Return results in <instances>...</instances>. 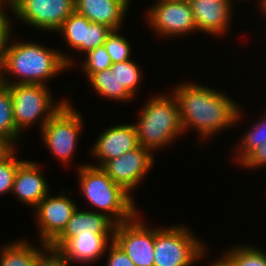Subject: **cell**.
Segmentation results:
<instances>
[{"label": "cell", "instance_id": "cell-22", "mask_svg": "<svg viewBox=\"0 0 266 266\" xmlns=\"http://www.w3.org/2000/svg\"><path fill=\"white\" fill-rule=\"evenodd\" d=\"M20 137L13 116L12 96L7 85L3 84L0 87V141L8 148H16Z\"/></svg>", "mask_w": 266, "mask_h": 266}, {"label": "cell", "instance_id": "cell-33", "mask_svg": "<svg viewBox=\"0 0 266 266\" xmlns=\"http://www.w3.org/2000/svg\"><path fill=\"white\" fill-rule=\"evenodd\" d=\"M15 2H16V0H0V10L1 11H6V9H5V7H6V8H9L7 10L12 12L13 8H14V5H15Z\"/></svg>", "mask_w": 266, "mask_h": 266}, {"label": "cell", "instance_id": "cell-4", "mask_svg": "<svg viewBox=\"0 0 266 266\" xmlns=\"http://www.w3.org/2000/svg\"><path fill=\"white\" fill-rule=\"evenodd\" d=\"M170 93L156 94L146 100L134 124L139 145L153 154L175 142L184 133L178 102Z\"/></svg>", "mask_w": 266, "mask_h": 266}, {"label": "cell", "instance_id": "cell-2", "mask_svg": "<svg viewBox=\"0 0 266 266\" xmlns=\"http://www.w3.org/2000/svg\"><path fill=\"white\" fill-rule=\"evenodd\" d=\"M14 38L15 34L2 67L3 84L48 85L49 80L75 66L73 56L69 54L36 41H14ZM10 76L15 77L14 80Z\"/></svg>", "mask_w": 266, "mask_h": 266}, {"label": "cell", "instance_id": "cell-38", "mask_svg": "<svg viewBox=\"0 0 266 266\" xmlns=\"http://www.w3.org/2000/svg\"><path fill=\"white\" fill-rule=\"evenodd\" d=\"M3 85L2 81V68L0 67V87Z\"/></svg>", "mask_w": 266, "mask_h": 266}, {"label": "cell", "instance_id": "cell-19", "mask_svg": "<svg viewBox=\"0 0 266 266\" xmlns=\"http://www.w3.org/2000/svg\"><path fill=\"white\" fill-rule=\"evenodd\" d=\"M114 235H78L69 240L59 251L71 264L95 263L103 258Z\"/></svg>", "mask_w": 266, "mask_h": 266}, {"label": "cell", "instance_id": "cell-8", "mask_svg": "<svg viewBox=\"0 0 266 266\" xmlns=\"http://www.w3.org/2000/svg\"><path fill=\"white\" fill-rule=\"evenodd\" d=\"M146 21L155 35L165 38L198 33L188 0H157L146 10Z\"/></svg>", "mask_w": 266, "mask_h": 266}, {"label": "cell", "instance_id": "cell-10", "mask_svg": "<svg viewBox=\"0 0 266 266\" xmlns=\"http://www.w3.org/2000/svg\"><path fill=\"white\" fill-rule=\"evenodd\" d=\"M138 212L132 219L115 225L113 241L135 266H154L155 226L150 227Z\"/></svg>", "mask_w": 266, "mask_h": 266}, {"label": "cell", "instance_id": "cell-6", "mask_svg": "<svg viewBox=\"0 0 266 266\" xmlns=\"http://www.w3.org/2000/svg\"><path fill=\"white\" fill-rule=\"evenodd\" d=\"M5 85L9 88L12 96L15 126L21 134L22 131L31 128L37 121L41 130L47 121L68 101L63 99L56 103L49 85Z\"/></svg>", "mask_w": 266, "mask_h": 266}, {"label": "cell", "instance_id": "cell-32", "mask_svg": "<svg viewBox=\"0 0 266 266\" xmlns=\"http://www.w3.org/2000/svg\"><path fill=\"white\" fill-rule=\"evenodd\" d=\"M242 168L249 170L261 169L266 167V142L257 148L241 165Z\"/></svg>", "mask_w": 266, "mask_h": 266}, {"label": "cell", "instance_id": "cell-34", "mask_svg": "<svg viewBox=\"0 0 266 266\" xmlns=\"http://www.w3.org/2000/svg\"><path fill=\"white\" fill-rule=\"evenodd\" d=\"M208 266H229L221 257L211 261Z\"/></svg>", "mask_w": 266, "mask_h": 266}, {"label": "cell", "instance_id": "cell-25", "mask_svg": "<svg viewBox=\"0 0 266 266\" xmlns=\"http://www.w3.org/2000/svg\"><path fill=\"white\" fill-rule=\"evenodd\" d=\"M135 60L114 63L110 67L111 71L116 74L120 86H124L134 97H137L138 87L142 82V69Z\"/></svg>", "mask_w": 266, "mask_h": 266}, {"label": "cell", "instance_id": "cell-3", "mask_svg": "<svg viewBox=\"0 0 266 266\" xmlns=\"http://www.w3.org/2000/svg\"><path fill=\"white\" fill-rule=\"evenodd\" d=\"M76 167L80 192L96 212L105 214L116 225L140 212L132 194L114 183L101 167L88 163Z\"/></svg>", "mask_w": 266, "mask_h": 266}, {"label": "cell", "instance_id": "cell-15", "mask_svg": "<svg viewBox=\"0 0 266 266\" xmlns=\"http://www.w3.org/2000/svg\"><path fill=\"white\" fill-rule=\"evenodd\" d=\"M192 9L198 33L210 36H224L233 22L231 0H188Z\"/></svg>", "mask_w": 266, "mask_h": 266}, {"label": "cell", "instance_id": "cell-20", "mask_svg": "<svg viewBox=\"0 0 266 266\" xmlns=\"http://www.w3.org/2000/svg\"><path fill=\"white\" fill-rule=\"evenodd\" d=\"M13 241L0 247V266H34L39 254L48 246L40 243L37 247L23 238Z\"/></svg>", "mask_w": 266, "mask_h": 266}, {"label": "cell", "instance_id": "cell-16", "mask_svg": "<svg viewBox=\"0 0 266 266\" xmlns=\"http://www.w3.org/2000/svg\"><path fill=\"white\" fill-rule=\"evenodd\" d=\"M41 168L43 167L40 163L24 159L18 166L11 191L18 201L33 209L50 192V185L45 180Z\"/></svg>", "mask_w": 266, "mask_h": 266}, {"label": "cell", "instance_id": "cell-30", "mask_svg": "<svg viewBox=\"0 0 266 266\" xmlns=\"http://www.w3.org/2000/svg\"><path fill=\"white\" fill-rule=\"evenodd\" d=\"M34 266H71L65 256L49 245L39 254Z\"/></svg>", "mask_w": 266, "mask_h": 266}, {"label": "cell", "instance_id": "cell-7", "mask_svg": "<svg viewBox=\"0 0 266 266\" xmlns=\"http://www.w3.org/2000/svg\"><path fill=\"white\" fill-rule=\"evenodd\" d=\"M83 120L82 114L67 101L40 130L43 143L64 166L74 159Z\"/></svg>", "mask_w": 266, "mask_h": 266}, {"label": "cell", "instance_id": "cell-36", "mask_svg": "<svg viewBox=\"0 0 266 266\" xmlns=\"http://www.w3.org/2000/svg\"><path fill=\"white\" fill-rule=\"evenodd\" d=\"M9 148L0 141V156H2Z\"/></svg>", "mask_w": 266, "mask_h": 266}, {"label": "cell", "instance_id": "cell-27", "mask_svg": "<svg viewBox=\"0 0 266 266\" xmlns=\"http://www.w3.org/2000/svg\"><path fill=\"white\" fill-rule=\"evenodd\" d=\"M103 45L113 64L132 59V46L129 40L119 30H112Z\"/></svg>", "mask_w": 266, "mask_h": 266}, {"label": "cell", "instance_id": "cell-21", "mask_svg": "<svg viewBox=\"0 0 266 266\" xmlns=\"http://www.w3.org/2000/svg\"><path fill=\"white\" fill-rule=\"evenodd\" d=\"M87 81L101 97L126 103L134 100V96L124 86H120L116 74L110 68L94 73Z\"/></svg>", "mask_w": 266, "mask_h": 266}, {"label": "cell", "instance_id": "cell-14", "mask_svg": "<svg viewBox=\"0 0 266 266\" xmlns=\"http://www.w3.org/2000/svg\"><path fill=\"white\" fill-rule=\"evenodd\" d=\"M139 140L134 123L118 124L102 130L97 137L90 155L98 163L93 166L101 167L105 162L122 156L124 153L139 147Z\"/></svg>", "mask_w": 266, "mask_h": 266}, {"label": "cell", "instance_id": "cell-5", "mask_svg": "<svg viewBox=\"0 0 266 266\" xmlns=\"http://www.w3.org/2000/svg\"><path fill=\"white\" fill-rule=\"evenodd\" d=\"M207 252V244L184 224L155 227L154 266H192Z\"/></svg>", "mask_w": 266, "mask_h": 266}, {"label": "cell", "instance_id": "cell-9", "mask_svg": "<svg viewBox=\"0 0 266 266\" xmlns=\"http://www.w3.org/2000/svg\"><path fill=\"white\" fill-rule=\"evenodd\" d=\"M74 11V0H16L12 17L26 26L55 33Z\"/></svg>", "mask_w": 266, "mask_h": 266}, {"label": "cell", "instance_id": "cell-24", "mask_svg": "<svg viewBox=\"0 0 266 266\" xmlns=\"http://www.w3.org/2000/svg\"><path fill=\"white\" fill-rule=\"evenodd\" d=\"M222 254V255H221ZM220 257L229 266H266V253L260 247L235 245L223 251Z\"/></svg>", "mask_w": 266, "mask_h": 266}, {"label": "cell", "instance_id": "cell-1", "mask_svg": "<svg viewBox=\"0 0 266 266\" xmlns=\"http://www.w3.org/2000/svg\"><path fill=\"white\" fill-rule=\"evenodd\" d=\"M171 92L178 102L183 132L195 130L200 136L199 145L222 130L238 126L244 115L236 101L210 86L182 82L173 86Z\"/></svg>", "mask_w": 266, "mask_h": 266}, {"label": "cell", "instance_id": "cell-11", "mask_svg": "<svg viewBox=\"0 0 266 266\" xmlns=\"http://www.w3.org/2000/svg\"><path fill=\"white\" fill-rule=\"evenodd\" d=\"M67 191H62L56 196L46 197L33 209L39 243L50 245L65 229L67 222L79 205L75 199L70 198Z\"/></svg>", "mask_w": 266, "mask_h": 266}, {"label": "cell", "instance_id": "cell-13", "mask_svg": "<svg viewBox=\"0 0 266 266\" xmlns=\"http://www.w3.org/2000/svg\"><path fill=\"white\" fill-rule=\"evenodd\" d=\"M112 29L106 25L90 22L77 12L71 13L55 32L63 36L72 51L83 54L102 46ZM74 49V50H73Z\"/></svg>", "mask_w": 266, "mask_h": 266}, {"label": "cell", "instance_id": "cell-18", "mask_svg": "<svg viewBox=\"0 0 266 266\" xmlns=\"http://www.w3.org/2000/svg\"><path fill=\"white\" fill-rule=\"evenodd\" d=\"M74 3L75 12L112 30L122 29L123 19L128 14V8L118 0H74Z\"/></svg>", "mask_w": 266, "mask_h": 266}, {"label": "cell", "instance_id": "cell-28", "mask_svg": "<svg viewBox=\"0 0 266 266\" xmlns=\"http://www.w3.org/2000/svg\"><path fill=\"white\" fill-rule=\"evenodd\" d=\"M84 60L81 61V68L82 72L85 74V77L89 79L94 73L109 69L113 62L109 57L108 52L106 51L104 45L99 46L93 50H90L86 54Z\"/></svg>", "mask_w": 266, "mask_h": 266}, {"label": "cell", "instance_id": "cell-29", "mask_svg": "<svg viewBox=\"0 0 266 266\" xmlns=\"http://www.w3.org/2000/svg\"><path fill=\"white\" fill-rule=\"evenodd\" d=\"M6 11L0 10V67L2 68L5 62L6 54L13 38L12 30L13 25L11 24V17Z\"/></svg>", "mask_w": 266, "mask_h": 266}, {"label": "cell", "instance_id": "cell-35", "mask_svg": "<svg viewBox=\"0 0 266 266\" xmlns=\"http://www.w3.org/2000/svg\"><path fill=\"white\" fill-rule=\"evenodd\" d=\"M231 1L233 2V1H236V0H231ZM238 1H240V0H238ZM256 1L258 2L259 11H262L265 8V6H266V0H256Z\"/></svg>", "mask_w": 266, "mask_h": 266}, {"label": "cell", "instance_id": "cell-12", "mask_svg": "<svg viewBox=\"0 0 266 266\" xmlns=\"http://www.w3.org/2000/svg\"><path fill=\"white\" fill-rule=\"evenodd\" d=\"M154 157L149 149L139 146L122 156L105 162L101 168L114 183L122 186L131 194L154 167Z\"/></svg>", "mask_w": 266, "mask_h": 266}, {"label": "cell", "instance_id": "cell-31", "mask_svg": "<svg viewBox=\"0 0 266 266\" xmlns=\"http://www.w3.org/2000/svg\"><path fill=\"white\" fill-rule=\"evenodd\" d=\"M107 266H135L133 261L114 241L110 243L106 250Z\"/></svg>", "mask_w": 266, "mask_h": 266}, {"label": "cell", "instance_id": "cell-37", "mask_svg": "<svg viewBox=\"0 0 266 266\" xmlns=\"http://www.w3.org/2000/svg\"><path fill=\"white\" fill-rule=\"evenodd\" d=\"M120 1L124 6H126L128 9L130 8V4L131 3V0H118Z\"/></svg>", "mask_w": 266, "mask_h": 266}, {"label": "cell", "instance_id": "cell-17", "mask_svg": "<svg viewBox=\"0 0 266 266\" xmlns=\"http://www.w3.org/2000/svg\"><path fill=\"white\" fill-rule=\"evenodd\" d=\"M115 223L105 214L85 211L79 207L67 222L64 231L49 245L60 250L69 240L78 235H114Z\"/></svg>", "mask_w": 266, "mask_h": 266}, {"label": "cell", "instance_id": "cell-26", "mask_svg": "<svg viewBox=\"0 0 266 266\" xmlns=\"http://www.w3.org/2000/svg\"><path fill=\"white\" fill-rule=\"evenodd\" d=\"M17 148H9L0 156V195L11 193L18 166L24 161L19 160Z\"/></svg>", "mask_w": 266, "mask_h": 266}, {"label": "cell", "instance_id": "cell-23", "mask_svg": "<svg viewBox=\"0 0 266 266\" xmlns=\"http://www.w3.org/2000/svg\"><path fill=\"white\" fill-rule=\"evenodd\" d=\"M244 135L240 138L239 143L235 146V156L233 162L237 161L241 165L257 148L266 142V112L261 119L253 122Z\"/></svg>", "mask_w": 266, "mask_h": 266}, {"label": "cell", "instance_id": "cell-39", "mask_svg": "<svg viewBox=\"0 0 266 266\" xmlns=\"http://www.w3.org/2000/svg\"><path fill=\"white\" fill-rule=\"evenodd\" d=\"M261 13H263V15L266 16V6H265V8L261 11ZM265 18H266V17H265Z\"/></svg>", "mask_w": 266, "mask_h": 266}]
</instances>
